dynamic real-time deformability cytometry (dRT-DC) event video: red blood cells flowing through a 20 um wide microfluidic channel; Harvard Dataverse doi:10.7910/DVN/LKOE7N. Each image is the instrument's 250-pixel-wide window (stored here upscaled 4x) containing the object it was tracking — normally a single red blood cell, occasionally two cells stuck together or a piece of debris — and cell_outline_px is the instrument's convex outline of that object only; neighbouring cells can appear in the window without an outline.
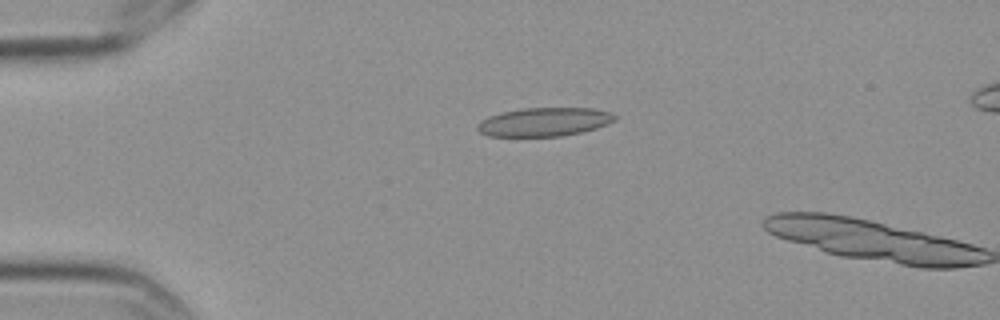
{"species": "Egyptian fruit bat (a non-hibernating species)", "species_latin": "Rousettus aegyptiacus", "temperature_condition": "cold", "stored_images_in_passage": 2, "camera_frame_rate_fps": 3000, "um_per_image_px": 0.085, "frame": {"image": 1, "passage_image": 2, "time_ms": 0.333, "image_size_px": [1000, 320], "cell_outline_px": [[616, 120], [596, 128], [580, 132], [560, 136], [488, 136], [480, 132], [476, 128], [476, 124], [480, 120], [488, 116], [500, 112], [520, 108], [592, 108], [612, 112], [616, 116]], "centroid_in_image_um": [46.22, 10.35], "position_along_channel_um": 38.8, "area_um2": 23.06}}